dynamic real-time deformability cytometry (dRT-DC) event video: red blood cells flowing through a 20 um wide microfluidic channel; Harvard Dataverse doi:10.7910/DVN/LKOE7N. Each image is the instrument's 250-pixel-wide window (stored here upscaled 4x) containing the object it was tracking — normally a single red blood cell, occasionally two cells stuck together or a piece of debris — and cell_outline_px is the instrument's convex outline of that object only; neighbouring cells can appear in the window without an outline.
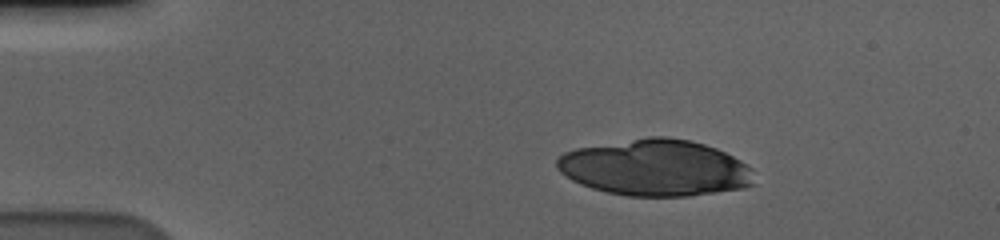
{"species": "human", "species_latin": "Homo sapiens", "temperature_condition": "cold", "stored_images_in_passage": 35, "camera_frame_rate_fps": 3000, "um_per_image_px": 0.085, "donor": {"sex": "male"}, "frame": {"image": 1, "passage_image": 1, "time_ms": 0.0, "image_size_px": [1000, 240], "cell_outline_px": [[756, 184], [744, 188], [688, 196], [628, 196], [608, 192], [592, 188], [580, 184], [564, 176], [556, 168], [556, 160], [564, 152], [576, 148], [648, 136], [664, 136], [688, 140], [704, 144], [716, 148], [740, 160], [752, 168]], "centroid_in_image_um": [55.7, 14.26], "position_along_channel_um": 29.3, "area_um2": 65.03}}